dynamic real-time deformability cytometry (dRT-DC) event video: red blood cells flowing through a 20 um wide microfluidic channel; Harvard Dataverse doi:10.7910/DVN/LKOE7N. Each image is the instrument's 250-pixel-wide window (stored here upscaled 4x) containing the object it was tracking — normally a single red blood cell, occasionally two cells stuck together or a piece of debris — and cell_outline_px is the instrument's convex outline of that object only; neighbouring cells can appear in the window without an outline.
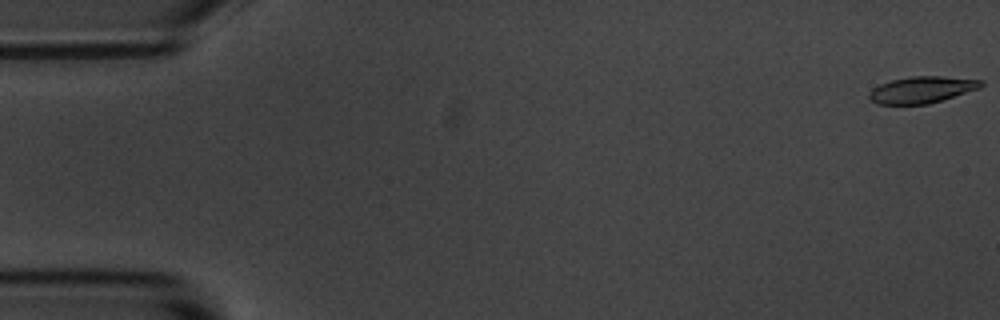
{"species": "common noctule bat (a hibernating species)", "species_latin": "Nyctalus noctula", "temperature_condition": "room temperature", "stored_images_in_passage": 5, "camera_frame_rate_fps": 3000, "um_per_image_px": 0.085, "animal": {"sex": "male", "body_mass_g": 20.1, "forearm_length_mm": 53.5}, "frame": {"image": 1, "passage_image": 1, "time_ms": 0.0, "image_size_px": [1000, 320], "cell_outline_px": [[984, 84], [980, 88], [928, 104], [876, 104], [868, 96], [868, 92], [872, 88], [880, 84], [892, 80], [912, 76], [940, 76], [984, 80]], "centroid_in_image_um": [78.35, 7.62], "position_along_channel_um": 6.7, "area_um2": 17.28}}
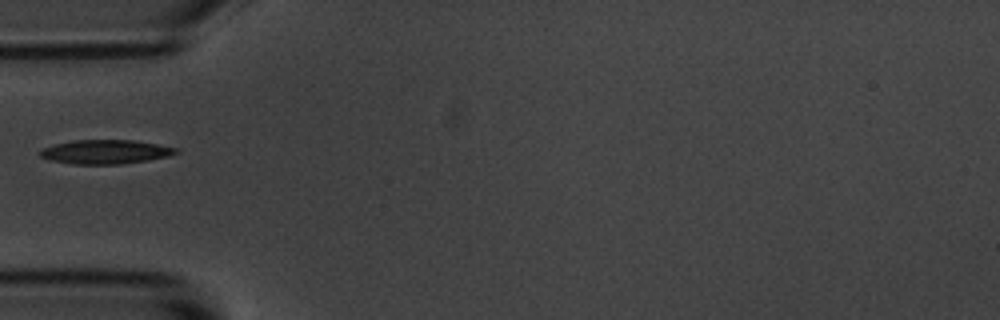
{"frame": {"image": 2, "passage_image": 5, "time_ms": 5.667, "image_size_px": [1000, 320], "cell_outline_px": [[180, 152], [168, 156], [148, 160], [120, 164], [72, 164], [52, 160], [40, 156], [40, 152], [44, 148], [56, 144], [72, 140], [132, 140], [180, 148]], "centroid_in_image_um": [9.02, 12.9], "position_along_channel_um": 76.0, "area_um2": 18.9}}